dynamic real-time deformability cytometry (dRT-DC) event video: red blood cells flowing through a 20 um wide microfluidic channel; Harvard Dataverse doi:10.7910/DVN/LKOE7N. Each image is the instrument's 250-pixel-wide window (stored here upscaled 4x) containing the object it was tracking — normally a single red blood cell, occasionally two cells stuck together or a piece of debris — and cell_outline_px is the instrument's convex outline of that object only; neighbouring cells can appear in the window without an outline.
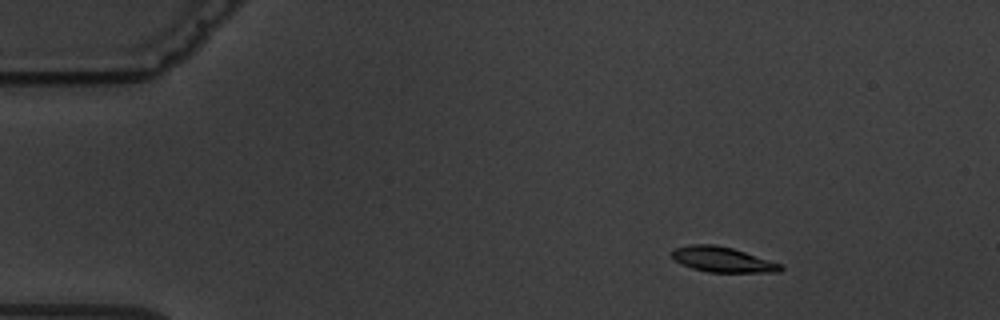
{"species": "common noctule bat (a hibernating species)", "species_latin": "Nyctalus noctula", "temperature_condition": "warm", "stored_images_in_passage": 4, "camera_frame_rate_fps": 3000, "um_per_image_px": 0.085, "animal": {"sex": "male", "body_mass_g": 19.5, "forearm_length_mm": 54.6}, "frame": {"image": 1, "passage_image": 2, "time_ms": 1.333, "image_size_px": [1000, 320], "cell_outline_px": [[784, 268], [780, 272], [708, 272], [692, 268], [676, 260], [672, 256], [672, 248], [688, 244], [716, 244], [732, 248], [784, 264]], "centroid_in_image_um": [61.45, 22.05], "position_along_channel_um": 23.6, "area_um2": 16.07}}